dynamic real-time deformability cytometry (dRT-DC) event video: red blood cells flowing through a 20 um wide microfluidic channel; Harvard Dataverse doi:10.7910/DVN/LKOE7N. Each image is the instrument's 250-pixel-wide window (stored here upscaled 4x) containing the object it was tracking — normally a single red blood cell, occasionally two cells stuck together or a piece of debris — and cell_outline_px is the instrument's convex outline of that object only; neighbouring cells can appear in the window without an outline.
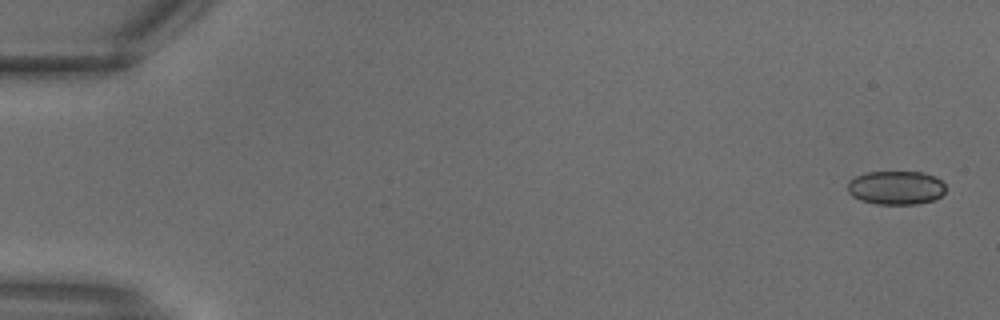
{"species": "common noctule bat (a hibernating species)", "species_latin": "Nyctalus noctula", "temperature_condition": "warm", "stored_images_in_passage": 30, "camera_frame_rate_fps": 3000, "um_per_image_px": 0.085, "animal": {"sex": "male", "body_mass_g": 18.8}, "frame": {"image": 1, "passage_image": 1, "time_ms": 0.0, "image_size_px": [1000, 320], "cell_outline_px": [[944, 192], [940, 196], [932, 200], [916, 204], [876, 204], [860, 200], [852, 196], [848, 192], [848, 184], [856, 176], [868, 172], [924, 172], [936, 176], [944, 184]], "centroid_in_image_um": [76.16, 15.95], "position_along_channel_um": 8.8, "area_um2": 19.19}}
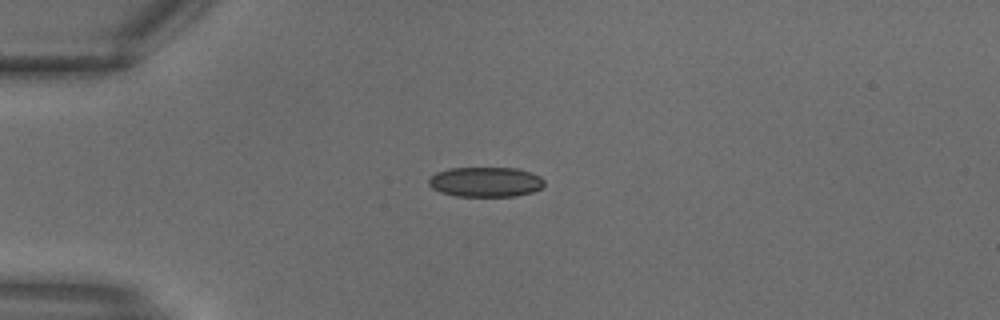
{"frame": {"image": 2, "passage_image": 8, "time_ms": 2.333, "image_size_px": [1000, 320], "cell_outline_px": [[544, 184], [540, 188], [532, 192], [516, 196], [456, 196], [440, 192], [432, 188], [428, 184], [428, 180], [436, 172], [448, 168], [520, 168], [540, 176], [544, 180]], "centroid_in_image_um": [41.27, 15.46], "position_along_channel_um": 43.7, "area_um2": 20.23}}
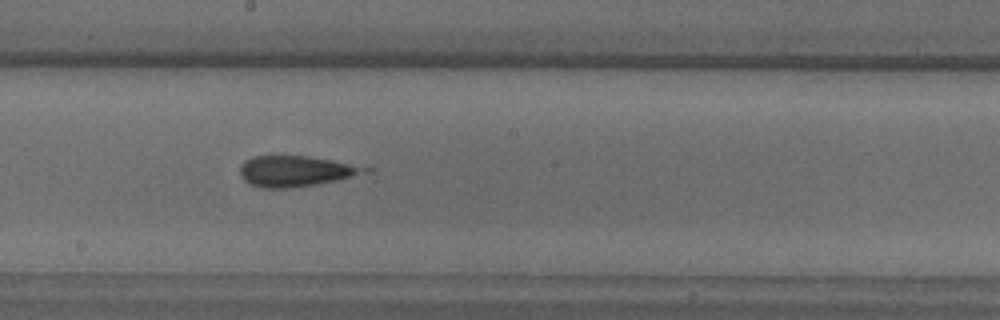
{"frame": {"image": 3, "passage_image": 17, "time_ms": 5.333, "image_size_px": [1000, 320], "cell_outline_px": [[372, 172], [336, 180], [316, 184], [288, 188], [260, 188], [244, 180], [240, 176], [240, 168], [244, 160], [252, 156], [308, 156], [372, 168]], "centroid_in_image_um": [25.12, 14.55], "position_along_channel_um": 223.1, "area_um2": 22.25}}